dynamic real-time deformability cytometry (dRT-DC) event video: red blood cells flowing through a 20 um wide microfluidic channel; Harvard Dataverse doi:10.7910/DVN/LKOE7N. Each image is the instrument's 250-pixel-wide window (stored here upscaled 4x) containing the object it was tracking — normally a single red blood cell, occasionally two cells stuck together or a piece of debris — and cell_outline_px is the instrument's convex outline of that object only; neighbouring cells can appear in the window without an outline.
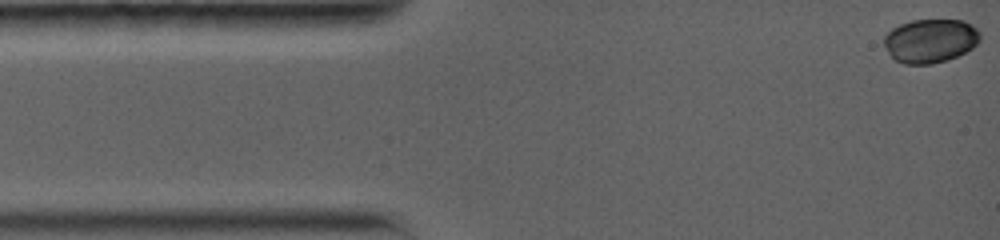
{"species": "common noctule bat (a hibernating species)", "species_latin": "Nyctalus noctula", "temperature_condition": "warm", "stored_images_in_passage": 65, "camera_frame_rate_fps": 5000, "um_per_image_px": 0.085, "animal": {"sex": "female", "body_mass_g": 19.0, "forearm_length_mm": 56.7}, "frame": {"image": 1, "passage_image": 1, "time_ms": 0.0, "image_size_px": [1000, 240], "cell_outline_px": [[980, 40], [972, 48], [948, 60], [932, 64], [904, 64], [896, 60], [888, 52], [884, 44], [884, 36], [892, 28], [900, 24], [912, 20], [964, 20], [972, 24], [980, 32]], "centroid_in_image_um": [79.09, 3.46], "position_along_channel_um": 5.9, "area_um2": 24.57}}
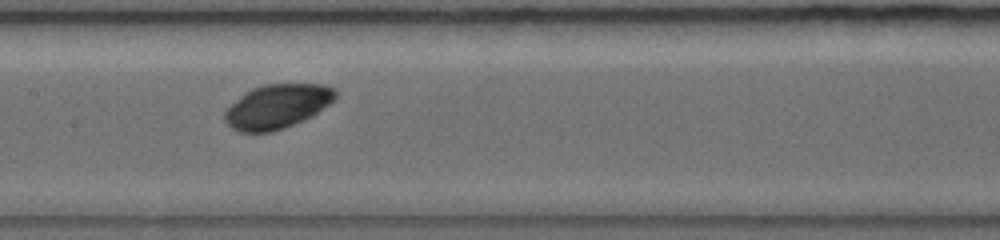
{"frame": {"image": 2, "passage_image": 35, "time_ms": 6.8, "image_size_px": [1000, 240], "cell_outline_px": [[336, 96], [328, 104], [312, 116], [284, 128], [272, 132], [240, 132], [232, 128], [224, 120], [224, 112], [240, 96], [252, 88], [264, 84], [324, 84], [336, 88]], "centroid_in_image_um": [23.56, 9.04], "position_along_channel_um": 183.8, "area_um2": 28.32}}
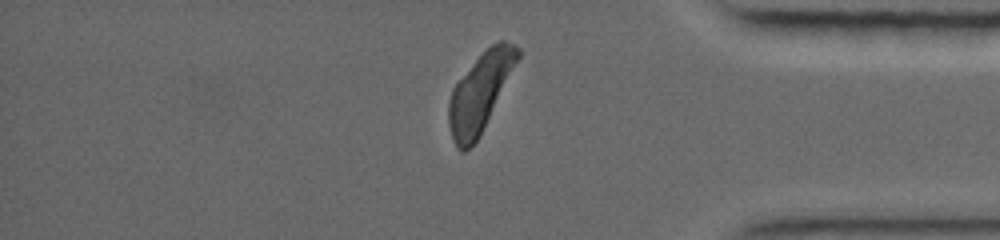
{"frame": {"image": 3, "passage_image": 65, "time_ms": 12.8, "image_size_px": [1000, 240], "cell_outline_px": [[520, 56], [480, 136], [464, 152], [460, 152], [452, 136], [448, 124], [448, 104], [452, 88], [472, 64], [492, 44], [500, 40], [504, 40], [516, 44], [520, 48]], "centroid_in_image_um": [40.81, 7.85], "position_along_channel_um": 394.4, "area_um2": 30.75}, "authors_computed_cell_mechanics": {"area_um2": 28.7266, "velocity_mm_per_s": 3.7973, "shape_relaxation_time_tau1_ms": 1.7628, "shape_relaxation_time_tau2_ms": null, "deformation_change_tau1": 0.0988, "deformation_change_tau2": null}}